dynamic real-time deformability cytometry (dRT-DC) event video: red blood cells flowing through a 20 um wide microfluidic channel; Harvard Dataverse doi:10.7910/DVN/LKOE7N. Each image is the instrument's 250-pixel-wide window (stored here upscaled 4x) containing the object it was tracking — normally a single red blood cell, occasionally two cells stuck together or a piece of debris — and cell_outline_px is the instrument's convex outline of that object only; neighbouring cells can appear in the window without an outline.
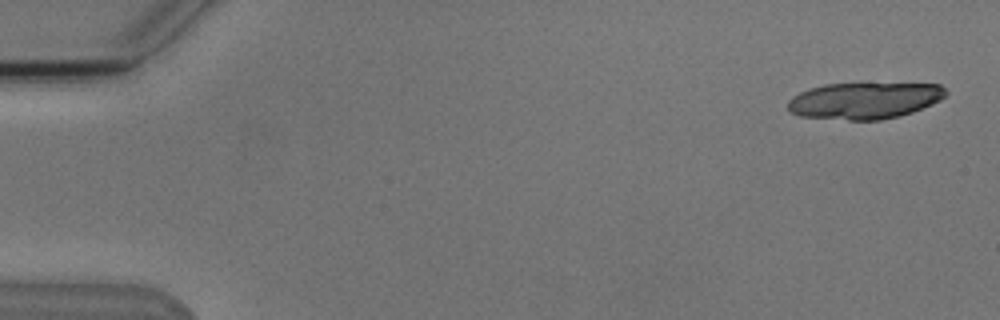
{"species": "Egyptian fruit bat (a non-hibernating species)", "species_latin": "Rousettus aegyptiacus", "temperature_condition": "cold", "stored_images_in_passage": 6, "camera_frame_rate_fps": 3000, "um_per_image_px": 0.085, "animal": {"sex": "male"}, "frame": {"image": 1, "passage_image": 1, "time_ms": 0.0, "image_size_px": [1000, 320], "cell_outline_px": [[948, 92], [940, 100], [932, 104], [912, 112], [900, 116], [880, 120], [848, 120], [800, 116], [788, 112], [788, 100], [792, 96], [808, 88], [824, 84], [940, 84]], "centroid_in_image_um": [73.44, 8.56], "position_along_channel_um": 11.6, "area_um2": 33.64}}